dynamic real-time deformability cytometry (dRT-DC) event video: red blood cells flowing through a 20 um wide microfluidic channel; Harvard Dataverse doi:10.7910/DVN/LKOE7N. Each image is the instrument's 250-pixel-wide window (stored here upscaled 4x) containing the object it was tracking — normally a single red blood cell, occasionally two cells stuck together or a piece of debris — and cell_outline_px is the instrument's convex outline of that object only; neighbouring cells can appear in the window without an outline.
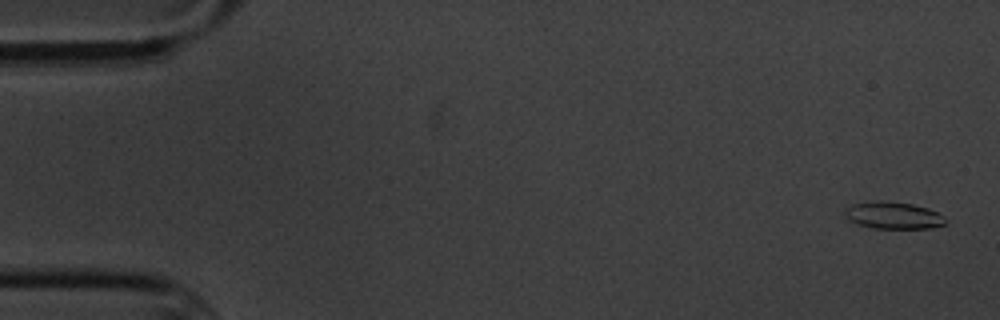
{"species": "common noctule bat (a hibernating species)", "species_latin": "Nyctalus noctula", "temperature_condition": "cold", "stored_images_in_passage": 15, "camera_frame_rate_fps": 3000, "um_per_image_px": 0.085, "animal": {"sex": "male", "body_mass_g": 20.1, "forearm_length_mm": 53.5}, "frame": {"image": 1, "passage_image": 1, "time_ms": 0.0, "image_size_px": [1000, 320], "cell_outline_px": [[944, 224], [932, 228], [872, 228], [860, 224], [852, 220], [844, 212], [852, 204], [880, 200], [912, 204], [928, 208], [944, 216]], "centroid_in_image_um": [75.97, 18.3], "position_along_channel_um": 9.0, "area_um2": 15.43}}
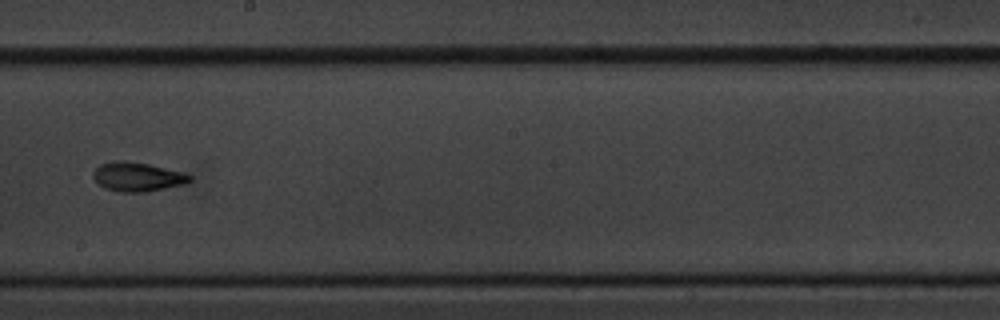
{"frame": {"image": 2, "passage_image": 9, "time_ms": 10.333, "image_size_px": [1000, 320], "cell_outline_px": [[192, 180], [184, 184], [148, 192], [120, 192], [104, 188], [92, 176], [92, 172], [100, 164], [116, 160], [124, 160], [148, 164], [184, 172], [192, 176]], "centroid_in_image_um": [11.69, 15.03], "position_along_channel_um": 236.5, "area_um2": 16.47}}
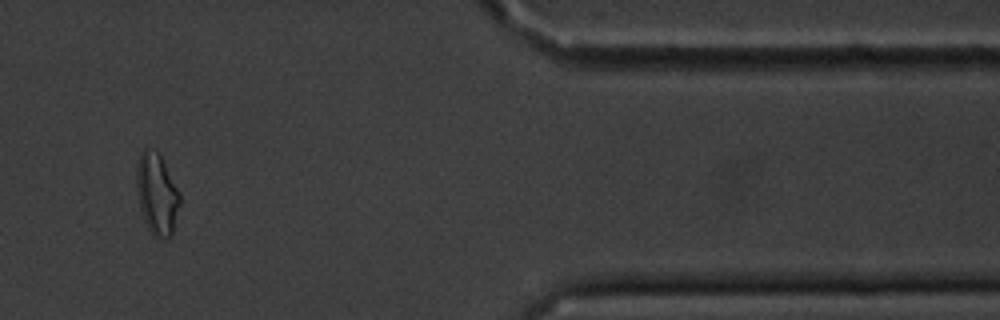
{"frame": {"image": 3, "passage_image": 13, "time_ms": 16.0, "image_size_px": [1000, 320], "cell_outline_px": [[180, 204], [172, 236], [168, 240], [152, 236], [144, 220], [140, 208], [136, 188], [136, 172], [140, 152], [148, 144], [156, 148], [160, 152], [180, 192]], "centroid_in_image_um": [13.34, 16.44], "position_along_channel_um": 398.1, "area_um2": 21.33}}